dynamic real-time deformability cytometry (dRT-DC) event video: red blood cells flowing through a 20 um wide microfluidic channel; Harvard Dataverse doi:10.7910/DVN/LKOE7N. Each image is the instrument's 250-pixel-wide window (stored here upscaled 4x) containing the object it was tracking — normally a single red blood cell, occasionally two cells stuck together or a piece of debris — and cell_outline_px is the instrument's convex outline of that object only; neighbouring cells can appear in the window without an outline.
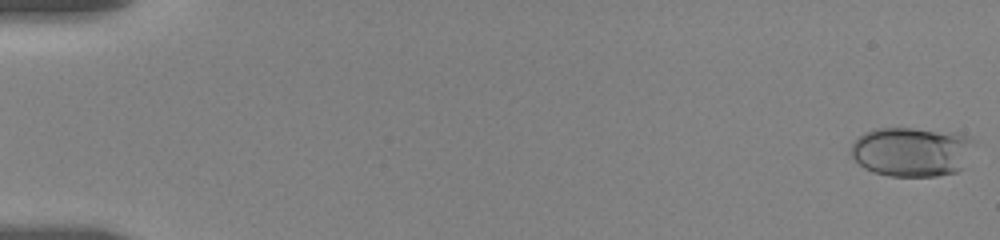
{"species": "human", "species_latin": "Homo sapiens", "temperature_condition": "room temperature", "stored_images_in_passage": 56, "camera_frame_rate_fps": 3000, "um_per_image_px": 0.085, "donor": {"sex": "female"}, "frame": {"image": 1, "passage_image": 1, "time_ms": 0.0, "image_size_px": [1000, 240], "cell_outline_px": [[976, 140], [964, 168], [956, 172], [936, 176], [888, 176], [872, 172], [864, 168], [848, 152], [852, 144], [864, 132], [876, 128], [912, 128], [956, 132], [972, 136]], "centroid_in_image_um": [77.54, 12.89], "position_along_channel_um": 7.5, "area_um2": 36.18}}
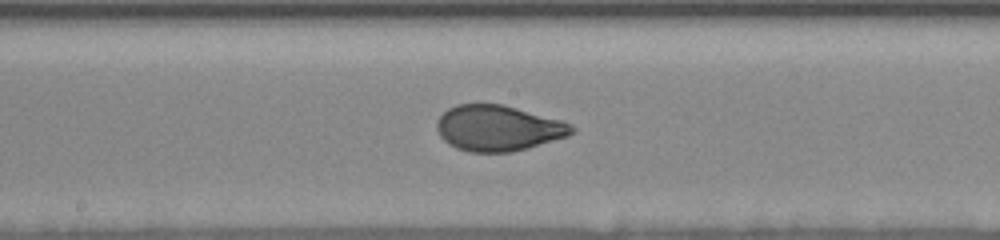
{"frame": {"image": 2, "passage_image": 31, "time_ms": 10.0, "image_size_px": [1000, 240], "cell_outline_px": [[576, 132], [568, 136], [528, 148], [512, 152], [472, 152], [456, 148], [448, 144], [440, 136], [436, 128], [436, 120], [448, 108], [456, 104], [504, 104], [560, 120], [572, 124], [576, 128]], "centroid_in_image_um": [42.35, 10.89], "position_along_channel_um": 205.9, "area_um2": 36.13}}
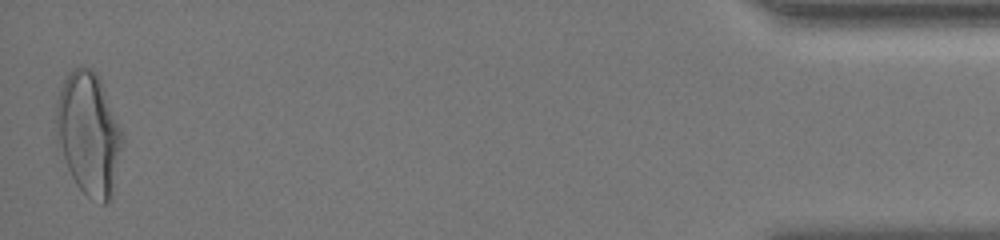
{"frame": {"image": 3, "passage_image": 56, "time_ms": 18.333, "image_size_px": [1000, 240], "cell_outline_px": [[124, 144], [112, 200], [104, 204], [100, 204], [88, 196], [76, 184], [68, 168], [56, 132], [56, 100], [60, 88], [68, 72], [80, 64], [92, 68], [96, 72], [100, 80], [124, 136]], "centroid_in_image_um": [7.57, 11.36], "position_along_channel_um": 427.6, "area_um2": 47.57}, "authors_computed_cell_mechanics": {"area_um2": 35.8938, "velocity_mm_per_s": 3.6191, "shape_relaxation_time_tau1_ms": 4.4749, "shape_relaxation_time_tau2_ms": null, "deformation_change_tau1": 0.1675, "deformation_change_tau2": null}}